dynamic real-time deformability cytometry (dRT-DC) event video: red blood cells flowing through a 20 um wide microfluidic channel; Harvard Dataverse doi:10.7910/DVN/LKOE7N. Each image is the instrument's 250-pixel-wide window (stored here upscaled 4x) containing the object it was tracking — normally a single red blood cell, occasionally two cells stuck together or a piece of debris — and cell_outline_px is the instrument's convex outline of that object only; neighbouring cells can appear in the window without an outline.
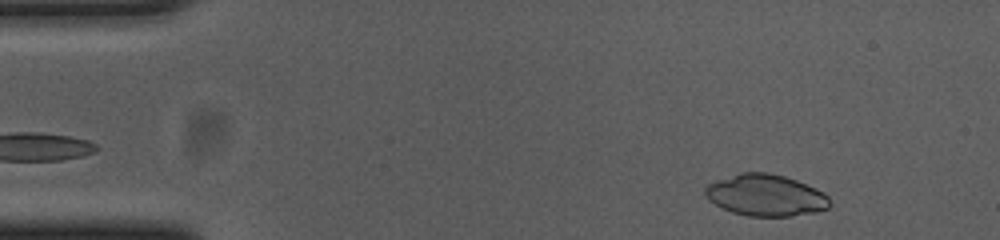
{"species": "common noctule bat (a hibernating species)", "species_latin": "Nyctalus noctula", "temperature_condition": "cold", "stored_images_in_passage": 51, "camera_frame_rate_fps": 3000, "um_per_image_px": 0.085, "animal": {"sex": "female", "body_mass_g": 23.0, "forearm_length_mm": 53.4}, "frame": {"image": 1, "passage_image": 2, "time_ms": 0.333, "image_size_px": [1000, 240], "cell_outline_px": [[832, 204], [828, 208], [812, 212], [792, 216], [748, 216], [732, 212], [708, 200], [704, 192], [704, 188], [708, 184], [740, 172], [768, 172], [784, 176], [796, 180], [828, 196]], "centroid_in_image_um": [65.06, 16.6], "position_along_channel_um": 19.9, "area_um2": 29.82}}